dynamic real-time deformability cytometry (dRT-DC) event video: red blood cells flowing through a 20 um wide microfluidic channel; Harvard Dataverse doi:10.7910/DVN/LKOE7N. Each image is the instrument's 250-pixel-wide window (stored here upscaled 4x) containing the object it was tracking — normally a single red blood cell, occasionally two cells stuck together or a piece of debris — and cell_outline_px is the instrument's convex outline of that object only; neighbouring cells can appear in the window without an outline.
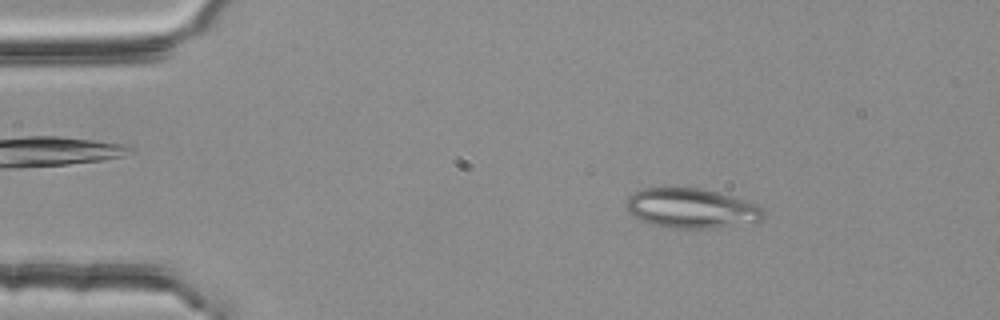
{"species": "common noctule bat (a hibernating species)", "species_latin": "Nyctalus noctula", "temperature_condition": "room temperature", "stored_images_in_passage": 53, "camera_frame_rate_fps": 3000, "um_per_image_px": 0.085, "animal": {"sex": "female", "body_mass_g": 25.1}, "frame": {"image": 1, "passage_image": 8, "time_ms": 2.333, "image_size_px": [1000, 320], "cell_outline_px": [[764, 220], [716, 228], [676, 228], [652, 224], [640, 220], [632, 216], [624, 208], [628, 200], [636, 192], [644, 188], [700, 188], [732, 196], [756, 204], [764, 208]], "centroid_in_image_um": [58.78, 17.71], "position_along_channel_um": 26.2, "area_um2": 31.62}}
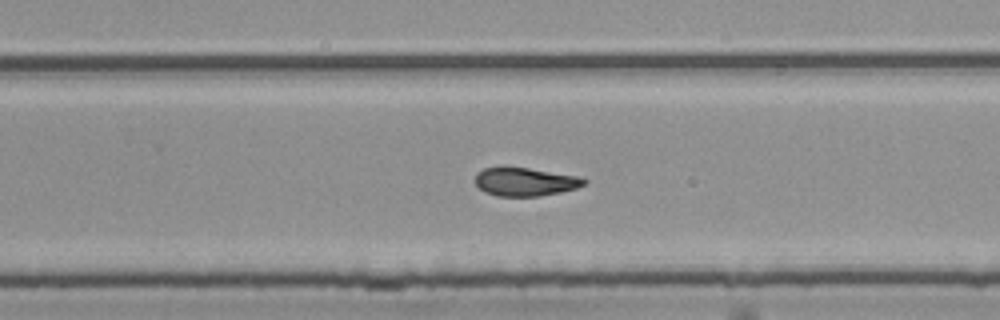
{"frame": {"image": 2, "passage_image": 34, "time_ms": 11.0, "image_size_px": [1000, 320], "cell_outline_px": [[588, 180], [584, 184], [576, 188], [560, 192], [540, 196], [496, 196], [484, 192], [476, 184], [476, 172], [484, 168], [528, 168], [576, 176]], "centroid_in_image_um": [44.61, 15.47], "position_along_channel_um": 285.2, "area_um2": 17.69}}
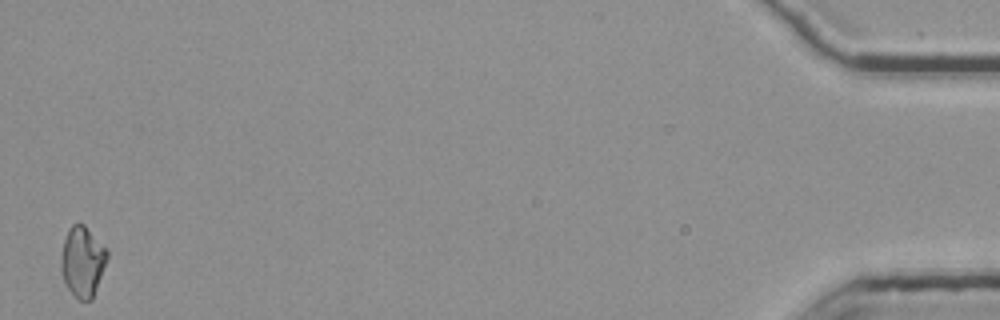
{"frame": {"image": 3, "passage_image": 53, "time_ms": 17.333, "image_size_px": [1000, 320], "cell_outline_px": [[108, 256], [92, 300], [80, 300], [68, 288], [60, 272], [60, 260], [64, 240], [68, 228], [72, 224], [84, 224], [108, 248]], "centroid_in_image_um": [7.01, 22.2], "position_along_channel_um": 428.2, "area_um2": 18.96}, "authors_computed_cell_mechanics": {"area_um2": 18.9584, "velocity_mm_per_s": 3.7723, "shape_relaxation_time_tau1_ms": null, "shape_relaxation_time_tau2_ms": 4.8921, "deformation_change_tau1": null, "deformation_change_tau2": 0.1025}}